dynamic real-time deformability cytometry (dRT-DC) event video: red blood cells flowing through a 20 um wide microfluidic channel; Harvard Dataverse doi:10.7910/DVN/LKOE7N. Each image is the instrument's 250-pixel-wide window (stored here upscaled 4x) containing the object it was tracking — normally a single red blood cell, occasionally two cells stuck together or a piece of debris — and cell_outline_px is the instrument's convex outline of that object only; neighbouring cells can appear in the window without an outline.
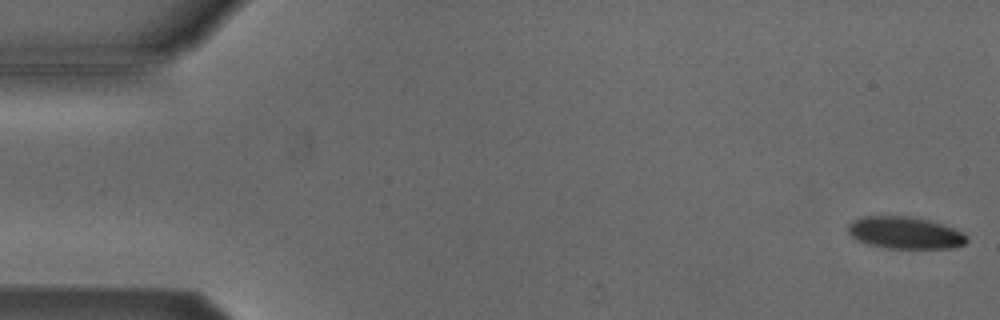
{"species": "Egyptian fruit bat (a non-hibernating species)", "species_latin": "Rousettus aegyptiacus", "temperature_condition": "cold", "stored_images_in_passage": 54, "camera_frame_rate_fps": 3000, "um_per_image_px": 0.085, "animal": {"sex": "male"}, "frame": {"image": 1, "passage_image": 1, "time_ms": 0.0, "image_size_px": [1000, 320], "cell_outline_px": [[968, 240], [964, 244], [956, 248], [888, 248], [868, 244], [856, 240], [848, 232], [848, 224], [852, 220], [864, 216], [908, 216], [928, 220], [952, 228], [968, 236]], "centroid_in_image_um": [76.9, 19.79], "position_along_channel_um": 8.1, "area_um2": 22.08}}
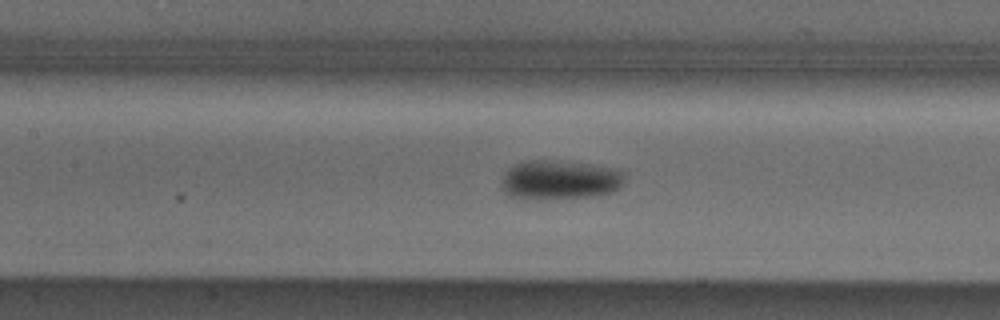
{"frame": {"image": 2, "passage_image": 24, "time_ms": 7.667, "image_size_px": [1000, 320], "cell_outline_px": [[624, 180], [620, 188], [612, 192], [592, 196], [524, 200], [508, 196], [504, 192], [504, 176], [508, 168], [524, 160], [548, 160], [588, 164], [612, 168], [624, 172]], "centroid_in_image_um": [47.57, 15.3], "position_along_channel_um": 159.8, "area_um2": 28.09}}
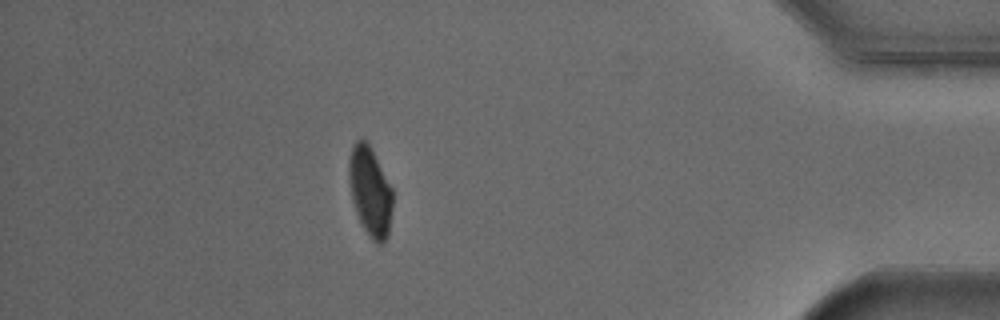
{"frame": {"image": 3, "passage_image": 47, "time_ms": 15.333, "image_size_px": [1000, 320], "cell_outline_px": [[392, 208], [388, 236], [380, 244], [376, 244], [368, 236], [356, 212], [352, 200], [348, 176], [348, 160], [352, 148], [356, 140], [364, 140], [372, 148], [392, 188]], "centroid_in_image_um": [31.46, 16.27], "position_along_channel_um": 403.7, "area_um2": 22.72}, "authors_computed_cell_mechanics": {"area_um2": 24.4783, "velocity_mm_per_s": 3.8139, "shape_relaxation_time_tau1_ms": 2.4485, "shape_relaxation_time_tau2_ms": 4.1421, "deformation_change_tau1": 0.1001, "deformation_change_tau2": 0.0444}}